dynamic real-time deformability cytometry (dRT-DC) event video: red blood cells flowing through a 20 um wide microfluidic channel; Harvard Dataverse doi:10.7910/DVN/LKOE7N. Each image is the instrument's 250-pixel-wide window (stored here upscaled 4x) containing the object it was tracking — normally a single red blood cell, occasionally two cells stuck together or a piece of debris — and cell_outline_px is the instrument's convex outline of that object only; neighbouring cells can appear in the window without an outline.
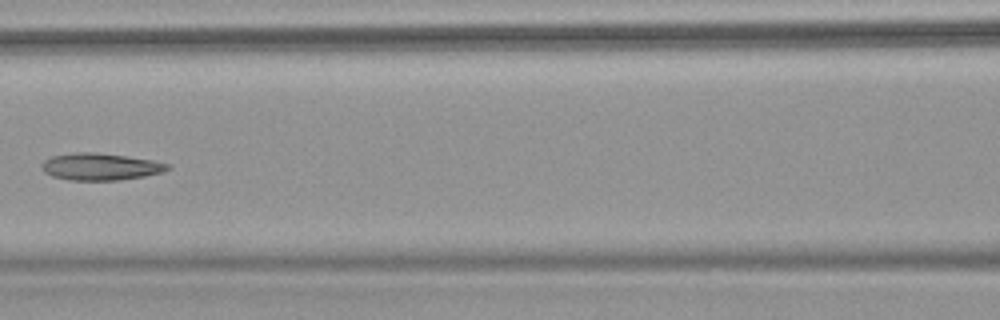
{"species": "common noctule bat (a hibernating species)", "species_latin": "Nyctalus noctula", "temperature_condition": "warm", "stored_images_in_passage": 12, "camera_frame_rate_fps": 3000, "um_per_image_px": 0.085, "animal": {"sex": "female", "body_mass_g": 18.4}, "frame": {"image": 1, "passage_image": 9, "time_ms": 2.667, "image_size_px": [1000, 320], "cell_outline_px": [[172, 168], [160, 172], [144, 176], [120, 180], [68, 180], [52, 176], [44, 172], [40, 164], [44, 160], [52, 156], [76, 152], [96, 152], [152, 160], [168, 164]], "centroid_in_image_um": [8.49, 14.17], "position_along_channel_um": 158.1, "area_um2": 19.71}}